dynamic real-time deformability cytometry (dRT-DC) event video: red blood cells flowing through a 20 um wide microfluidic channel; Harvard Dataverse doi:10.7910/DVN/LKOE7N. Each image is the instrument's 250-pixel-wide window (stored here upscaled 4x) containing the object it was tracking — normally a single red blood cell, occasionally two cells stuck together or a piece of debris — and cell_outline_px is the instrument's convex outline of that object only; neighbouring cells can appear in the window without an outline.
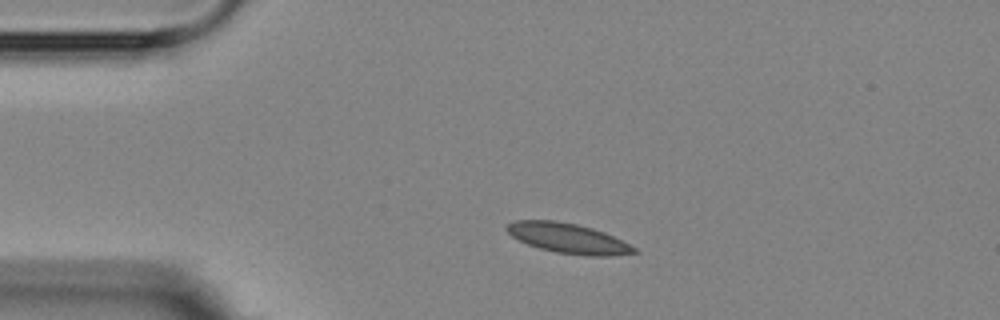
{"species": "Egyptian fruit bat (a non-hibernating species)", "species_latin": "Rousettus aegyptiacus", "temperature_condition": "room temperature", "stored_images_in_passage": 12, "camera_frame_rate_fps": 3000, "um_per_image_px": 0.085, "animal": {"sex": "female"}, "frame": {"image": 1, "passage_image": 1, "time_ms": 0.0, "image_size_px": [1000, 320], "cell_outline_px": [[640, 252], [612, 256], [588, 256], [556, 252], [540, 248], [528, 244], [512, 236], [504, 228], [508, 224], [516, 220], [552, 220], [576, 224], [592, 228], [604, 232], [636, 248]], "centroid_in_image_um": [48.29, 20.26], "position_along_channel_um": 36.7, "area_um2": 22.02}}
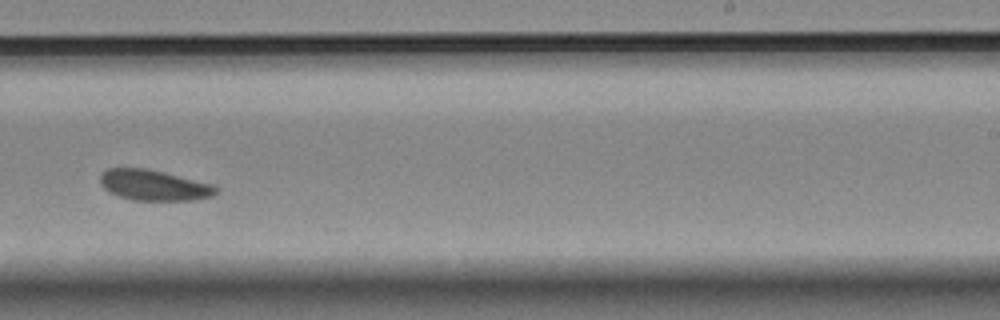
{"frame": {"image": 2, "passage_image": 7, "time_ms": 7.667, "image_size_px": [1000, 320], "cell_outline_px": [[220, 188], [212, 196], [192, 200], [132, 200], [108, 192], [100, 184], [100, 176], [108, 168], [144, 168], [164, 172], [216, 184]], "centroid_in_image_um": [13.12, 15.74], "position_along_channel_um": 275.9, "area_um2": 20.81}}
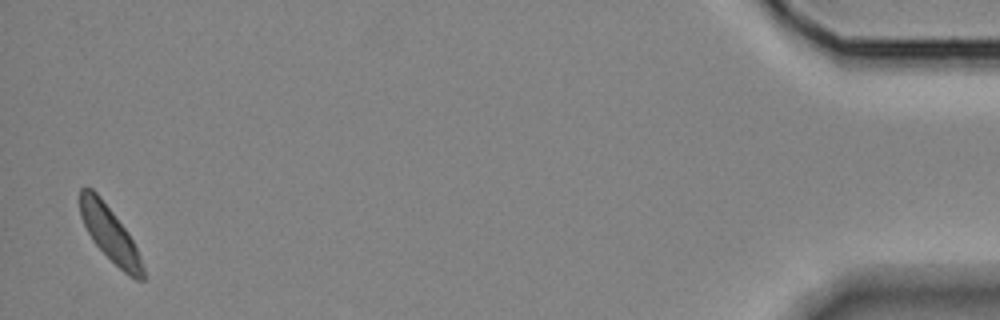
{"frame": {"image": 3, "passage_image": 12, "time_ms": 14.333, "image_size_px": [1000, 320], "cell_outline_px": [[144, 280], [136, 280], [128, 276], [92, 240], [80, 216], [80, 188], [92, 188], [100, 196], [128, 232], [140, 256], [144, 268]], "centroid_in_image_um": [9.34, 19.88], "position_along_channel_um": 425.9, "area_um2": 19.71}, "authors_computed_cell_mechanics": {"area_um2": 20.9814, "velocity_mm_per_s": 3.5591, "shape_relaxation_time_tau1_ms": 4.8105, "shape_relaxation_time_tau2_ms": 2.537, "deformation_change_tau1": 0.1048, "deformation_change_tau2": 0.0691}}